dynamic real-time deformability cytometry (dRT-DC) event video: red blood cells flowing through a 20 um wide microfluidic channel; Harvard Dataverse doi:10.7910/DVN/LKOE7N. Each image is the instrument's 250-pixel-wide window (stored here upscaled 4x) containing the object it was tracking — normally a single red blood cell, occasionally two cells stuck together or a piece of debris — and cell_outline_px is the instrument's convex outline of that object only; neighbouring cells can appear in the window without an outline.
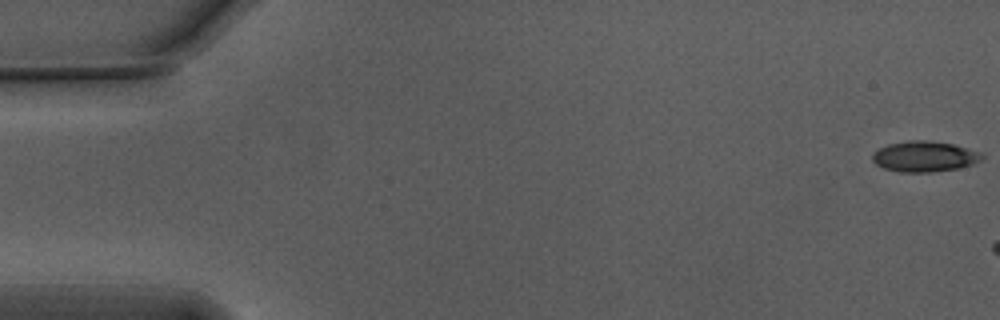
{"species": "Egyptian fruit bat (a non-hibernating species)", "species_latin": "Rousettus aegyptiacus", "temperature_condition": "warm", "stored_images_in_passage": 10, "camera_frame_rate_fps": 3000, "um_per_image_px": 0.085, "animal": {"sex": "male"}, "frame": {"image": 1, "passage_image": 1, "time_ms": 0.0, "image_size_px": [1000, 320], "cell_outline_px": [[984, 156], [980, 160], [972, 164], [956, 168], [932, 172], [900, 172], [884, 168], [876, 164], [872, 160], [872, 152], [888, 144], [908, 140], [928, 140], [952, 144], [980, 152]], "centroid_in_image_um": [78.54, 13.29], "position_along_channel_um": 6.5, "area_um2": 19.42}}